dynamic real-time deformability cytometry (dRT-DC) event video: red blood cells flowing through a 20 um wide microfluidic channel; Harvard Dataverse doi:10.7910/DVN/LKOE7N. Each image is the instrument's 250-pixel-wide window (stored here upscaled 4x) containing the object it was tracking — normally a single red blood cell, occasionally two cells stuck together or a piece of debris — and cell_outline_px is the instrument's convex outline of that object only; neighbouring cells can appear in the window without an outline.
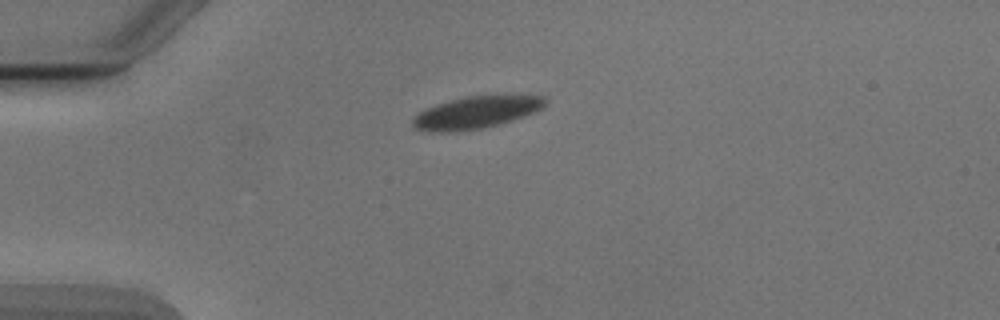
{"species": "Egyptian fruit bat (a non-hibernating species)", "species_latin": "Rousettus aegyptiacus", "temperature_condition": "cold", "stored_images_in_passage": 5, "camera_frame_rate_fps": 3000, "um_per_image_px": 0.085, "animal": {"sex": "male"}, "frame": {"image": 1, "passage_image": 1, "time_ms": 0.0, "image_size_px": [1000, 320], "cell_outline_px": [[548, 100], [540, 108], [524, 116], [512, 120], [480, 128], [448, 132], [428, 132], [416, 128], [412, 124], [412, 120], [420, 112], [436, 104], [464, 96], [544, 96]], "centroid_in_image_um": [40.42, 9.56], "position_along_channel_um": 44.6, "area_um2": 24.16}}
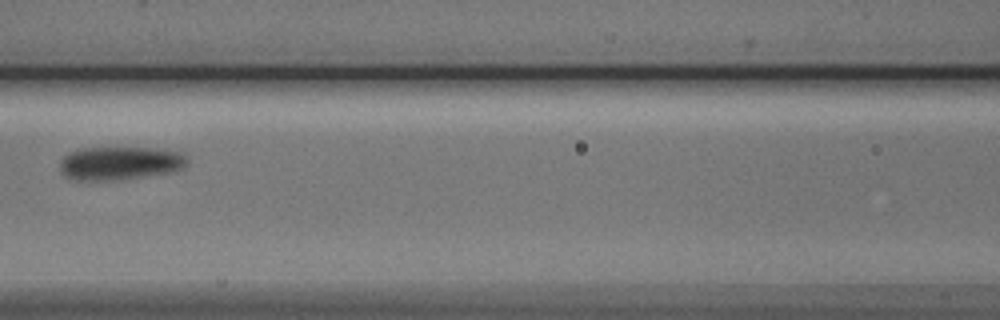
{"frame": {"image": 2, "passage_image": 4, "time_ms": 3.667, "image_size_px": [1000, 320], "cell_outline_px": [[188, 164], [184, 168], [172, 172], [116, 180], [68, 180], [60, 172], [60, 160], [68, 152], [80, 148], [148, 148], [184, 152], [188, 156]], "centroid_in_image_um": [10.19, 13.87], "position_along_channel_um": 156.4, "area_um2": 25.14}}
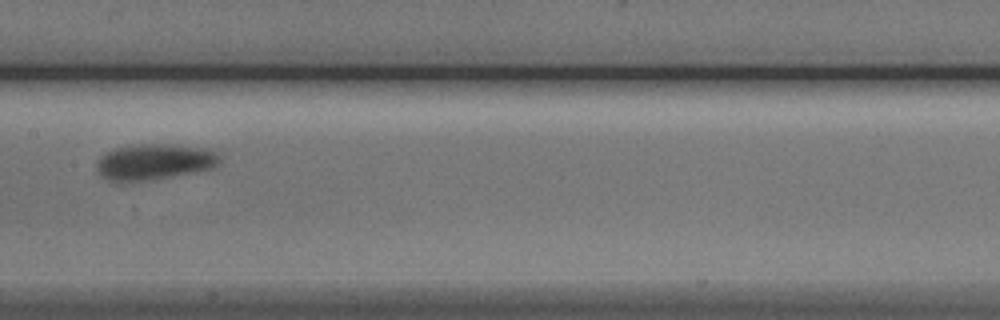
{"frame": {"image": 3, "passage_image": 5, "time_ms": 4.667, "image_size_px": [1000, 320], "cell_outline_px": [[220, 164], [212, 168], [172, 176], [148, 180], [120, 184], [108, 180], [96, 168], [96, 160], [100, 156], [112, 148], [140, 144], [172, 144], [208, 148], [220, 152]], "centroid_in_image_um": [13.11, 13.75], "position_along_channel_um": 194.3, "area_um2": 26.3}}